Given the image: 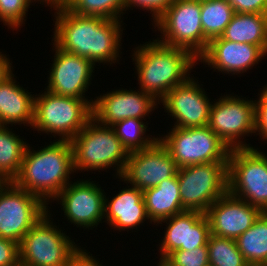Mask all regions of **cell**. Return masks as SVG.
I'll list each match as a JSON object with an SVG mask.
<instances>
[{
	"instance_id": "6da1fadb",
	"label": "cell",
	"mask_w": 267,
	"mask_h": 266,
	"mask_svg": "<svg viewBox=\"0 0 267 266\" xmlns=\"http://www.w3.org/2000/svg\"><path fill=\"white\" fill-rule=\"evenodd\" d=\"M54 15L52 41L60 49L85 57L94 65L120 60L123 20L79 15L65 5L55 9Z\"/></svg>"
},
{
	"instance_id": "7a4b0ae2",
	"label": "cell",
	"mask_w": 267,
	"mask_h": 266,
	"mask_svg": "<svg viewBox=\"0 0 267 266\" xmlns=\"http://www.w3.org/2000/svg\"><path fill=\"white\" fill-rule=\"evenodd\" d=\"M72 173H75L72 143L56 139L36 151L28 144L20 172L12 182L48 205L70 183Z\"/></svg>"
},
{
	"instance_id": "3957f363",
	"label": "cell",
	"mask_w": 267,
	"mask_h": 266,
	"mask_svg": "<svg viewBox=\"0 0 267 266\" xmlns=\"http://www.w3.org/2000/svg\"><path fill=\"white\" fill-rule=\"evenodd\" d=\"M134 49L132 59L139 88L159 102L170 90L184 83L198 63L189 50L168 46L157 39Z\"/></svg>"
},
{
	"instance_id": "277c9868",
	"label": "cell",
	"mask_w": 267,
	"mask_h": 266,
	"mask_svg": "<svg viewBox=\"0 0 267 266\" xmlns=\"http://www.w3.org/2000/svg\"><path fill=\"white\" fill-rule=\"evenodd\" d=\"M74 170L104 171L114 168L120 178L129 152L122 145L111 126H104L92 118L71 140ZM117 166V167H116Z\"/></svg>"
},
{
	"instance_id": "5b68a950",
	"label": "cell",
	"mask_w": 267,
	"mask_h": 266,
	"mask_svg": "<svg viewBox=\"0 0 267 266\" xmlns=\"http://www.w3.org/2000/svg\"><path fill=\"white\" fill-rule=\"evenodd\" d=\"M93 101L59 96L47 90L36 94L31 128L38 133H51L54 138L58 135L59 140H71L93 118Z\"/></svg>"
},
{
	"instance_id": "8992f818",
	"label": "cell",
	"mask_w": 267,
	"mask_h": 266,
	"mask_svg": "<svg viewBox=\"0 0 267 266\" xmlns=\"http://www.w3.org/2000/svg\"><path fill=\"white\" fill-rule=\"evenodd\" d=\"M50 217L48 209L22 238L19 244L20 266H66L79 247L64 230L53 224Z\"/></svg>"
},
{
	"instance_id": "52a82bcc",
	"label": "cell",
	"mask_w": 267,
	"mask_h": 266,
	"mask_svg": "<svg viewBox=\"0 0 267 266\" xmlns=\"http://www.w3.org/2000/svg\"><path fill=\"white\" fill-rule=\"evenodd\" d=\"M153 24L162 34L157 38L159 42L187 49L196 58L208 46L202 29L200 0H174Z\"/></svg>"
},
{
	"instance_id": "ba28073f",
	"label": "cell",
	"mask_w": 267,
	"mask_h": 266,
	"mask_svg": "<svg viewBox=\"0 0 267 266\" xmlns=\"http://www.w3.org/2000/svg\"><path fill=\"white\" fill-rule=\"evenodd\" d=\"M259 148L232 149L228 158V192L267 212V156Z\"/></svg>"
},
{
	"instance_id": "9c48e42d",
	"label": "cell",
	"mask_w": 267,
	"mask_h": 266,
	"mask_svg": "<svg viewBox=\"0 0 267 266\" xmlns=\"http://www.w3.org/2000/svg\"><path fill=\"white\" fill-rule=\"evenodd\" d=\"M159 141L167 148L176 166L228 162L231 149L208 127H173Z\"/></svg>"
},
{
	"instance_id": "30bf717a",
	"label": "cell",
	"mask_w": 267,
	"mask_h": 266,
	"mask_svg": "<svg viewBox=\"0 0 267 266\" xmlns=\"http://www.w3.org/2000/svg\"><path fill=\"white\" fill-rule=\"evenodd\" d=\"M182 206L187 211L206 213L228 192V162H210L177 170Z\"/></svg>"
},
{
	"instance_id": "8fae6325",
	"label": "cell",
	"mask_w": 267,
	"mask_h": 266,
	"mask_svg": "<svg viewBox=\"0 0 267 266\" xmlns=\"http://www.w3.org/2000/svg\"><path fill=\"white\" fill-rule=\"evenodd\" d=\"M231 95L221 96L212 103L208 127L231 150L253 148L242 140L255 133V100Z\"/></svg>"
},
{
	"instance_id": "7c38bea8",
	"label": "cell",
	"mask_w": 267,
	"mask_h": 266,
	"mask_svg": "<svg viewBox=\"0 0 267 266\" xmlns=\"http://www.w3.org/2000/svg\"><path fill=\"white\" fill-rule=\"evenodd\" d=\"M39 197L13 182L0 184V237L20 244L24 235L48 212Z\"/></svg>"
},
{
	"instance_id": "4fadbf2b",
	"label": "cell",
	"mask_w": 267,
	"mask_h": 266,
	"mask_svg": "<svg viewBox=\"0 0 267 266\" xmlns=\"http://www.w3.org/2000/svg\"><path fill=\"white\" fill-rule=\"evenodd\" d=\"M95 181L70 182L54 199L61 204L64 216L71 224L92 229L102 224L105 216V191Z\"/></svg>"
},
{
	"instance_id": "5bb4252c",
	"label": "cell",
	"mask_w": 267,
	"mask_h": 266,
	"mask_svg": "<svg viewBox=\"0 0 267 266\" xmlns=\"http://www.w3.org/2000/svg\"><path fill=\"white\" fill-rule=\"evenodd\" d=\"M178 167L159 139L149 148L130 152L120 181L145 191L173 177Z\"/></svg>"
},
{
	"instance_id": "9a60e30c",
	"label": "cell",
	"mask_w": 267,
	"mask_h": 266,
	"mask_svg": "<svg viewBox=\"0 0 267 266\" xmlns=\"http://www.w3.org/2000/svg\"><path fill=\"white\" fill-rule=\"evenodd\" d=\"M52 67L45 90L65 97L88 99L85 92L91 84L95 65L85 57L66 52L53 42Z\"/></svg>"
},
{
	"instance_id": "2e32d148",
	"label": "cell",
	"mask_w": 267,
	"mask_h": 266,
	"mask_svg": "<svg viewBox=\"0 0 267 266\" xmlns=\"http://www.w3.org/2000/svg\"><path fill=\"white\" fill-rule=\"evenodd\" d=\"M194 78L191 76L184 83L177 85L159 102L168 115L176 120L172 127L208 126L213 101L210 102L205 89Z\"/></svg>"
},
{
	"instance_id": "e0dca14e",
	"label": "cell",
	"mask_w": 267,
	"mask_h": 266,
	"mask_svg": "<svg viewBox=\"0 0 267 266\" xmlns=\"http://www.w3.org/2000/svg\"><path fill=\"white\" fill-rule=\"evenodd\" d=\"M94 98L93 118L104 126H112L127 118L146 119L159 101L143 90L116 89ZM158 103V104H157Z\"/></svg>"
},
{
	"instance_id": "ac0fdd59",
	"label": "cell",
	"mask_w": 267,
	"mask_h": 266,
	"mask_svg": "<svg viewBox=\"0 0 267 266\" xmlns=\"http://www.w3.org/2000/svg\"><path fill=\"white\" fill-rule=\"evenodd\" d=\"M162 223L167 225L159 245L161 259H165L175 250L193 251L198 247H207L210 223L206 214L186 210L157 224Z\"/></svg>"
},
{
	"instance_id": "d6986e66",
	"label": "cell",
	"mask_w": 267,
	"mask_h": 266,
	"mask_svg": "<svg viewBox=\"0 0 267 266\" xmlns=\"http://www.w3.org/2000/svg\"><path fill=\"white\" fill-rule=\"evenodd\" d=\"M261 213L258 207L227 192L205 214L210 223V234L236 240L252 226Z\"/></svg>"
},
{
	"instance_id": "ffe728a7",
	"label": "cell",
	"mask_w": 267,
	"mask_h": 266,
	"mask_svg": "<svg viewBox=\"0 0 267 266\" xmlns=\"http://www.w3.org/2000/svg\"><path fill=\"white\" fill-rule=\"evenodd\" d=\"M265 56L267 54L257 45L236 43L217 37L209 41L197 61L222 74L238 75L259 64Z\"/></svg>"
},
{
	"instance_id": "44dd1931",
	"label": "cell",
	"mask_w": 267,
	"mask_h": 266,
	"mask_svg": "<svg viewBox=\"0 0 267 266\" xmlns=\"http://www.w3.org/2000/svg\"><path fill=\"white\" fill-rule=\"evenodd\" d=\"M126 186L116 194L112 200L105 196V216L104 221L114 230L125 231L127 229L137 230V226L144 225L149 220L143 191L136 187Z\"/></svg>"
},
{
	"instance_id": "7402d4cb",
	"label": "cell",
	"mask_w": 267,
	"mask_h": 266,
	"mask_svg": "<svg viewBox=\"0 0 267 266\" xmlns=\"http://www.w3.org/2000/svg\"><path fill=\"white\" fill-rule=\"evenodd\" d=\"M12 73L0 83V125H33L34 97L21 87ZM27 124V125H26Z\"/></svg>"
},
{
	"instance_id": "603a6c76",
	"label": "cell",
	"mask_w": 267,
	"mask_h": 266,
	"mask_svg": "<svg viewBox=\"0 0 267 266\" xmlns=\"http://www.w3.org/2000/svg\"><path fill=\"white\" fill-rule=\"evenodd\" d=\"M143 199L150 223L153 222L154 225L186 211L181 202L177 173L159 185L143 191Z\"/></svg>"
},
{
	"instance_id": "cb8c5ba5",
	"label": "cell",
	"mask_w": 267,
	"mask_h": 266,
	"mask_svg": "<svg viewBox=\"0 0 267 266\" xmlns=\"http://www.w3.org/2000/svg\"><path fill=\"white\" fill-rule=\"evenodd\" d=\"M220 37L236 43L257 45L267 54V14L234 13Z\"/></svg>"
},
{
	"instance_id": "d4e9b609",
	"label": "cell",
	"mask_w": 267,
	"mask_h": 266,
	"mask_svg": "<svg viewBox=\"0 0 267 266\" xmlns=\"http://www.w3.org/2000/svg\"><path fill=\"white\" fill-rule=\"evenodd\" d=\"M235 241L249 266H267V212H262Z\"/></svg>"
},
{
	"instance_id": "484cf974",
	"label": "cell",
	"mask_w": 267,
	"mask_h": 266,
	"mask_svg": "<svg viewBox=\"0 0 267 266\" xmlns=\"http://www.w3.org/2000/svg\"><path fill=\"white\" fill-rule=\"evenodd\" d=\"M14 130L0 125V181L12 182L19 174L27 141H23Z\"/></svg>"
},
{
	"instance_id": "4316f807",
	"label": "cell",
	"mask_w": 267,
	"mask_h": 266,
	"mask_svg": "<svg viewBox=\"0 0 267 266\" xmlns=\"http://www.w3.org/2000/svg\"><path fill=\"white\" fill-rule=\"evenodd\" d=\"M234 10L227 0H201V23L204 37H220L231 22Z\"/></svg>"
},
{
	"instance_id": "83f0119b",
	"label": "cell",
	"mask_w": 267,
	"mask_h": 266,
	"mask_svg": "<svg viewBox=\"0 0 267 266\" xmlns=\"http://www.w3.org/2000/svg\"><path fill=\"white\" fill-rule=\"evenodd\" d=\"M143 120L146 119L127 118L111 126L129 153L149 148L159 139L158 136L146 135L148 123Z\"/></svg>"
},
{
	"instance_id": "f1b7e54d",
	"label": "cell",
	"mask_w": 267,
	"mask_h": 266,
	"mask_svg": "<svg viewBox=\"0 0 267 266\" xmlns=\"http://www.w3.org/2000/svg\"><path fill=\"white\" fill-rule=\"evenodd\" d=\"M126 0H66L64 5L73 13L85 16L122 20ZM123 13V14H122Z\"/></svg>"
},
{
	"instance_id": "f546056e",
	"label": "cell",
	"mask_w": 267,
	"mask_h": 266,
	"mask_svg": "<svg viewBox=\"0 0 267 266\" xmlns=\"http://www.w3.org/2000/svg\"><path fill=\"white\" fill-rule=\"evenodd\" d=\"M207 248L211 266H249L238 250L235 239L210 234Z\"/></svg>"
},
{
	"instance_id": "4dcf8cb0",
	"label": "cell",
	"mask_w": 267,
	"mask_h": 266,
	"mask_svg": "<svg viewBox=\"0 0 267 266\" xmlns=\"http://www.w3.org/2000/svg\"><path fill=\"white\" fill-rule=\"evenodd\" d=\"M32 3L31 0H0V21L12 28L11 30H18L25 24L26 14Z\"/></svg>"
},
{
	"instance_id": "1f68e13d",
	"label": "cell",
	"mask_w": 267,
	"mask_h": 266,
	"mask_svg": "<svg viewBox=\"0 0 267 266\" xmlns=\"http://www.w3.org/2000/svg\"><path fill=\"white\" fill-rule=\"evenodd\" d=\"M208 248L198 247L195 250H175L165 260L172 266H208Z\"/></svg>"
},
{
	"instance_id": "d6a6232c",
	"label": "cell",
	"mask_w": 267,
	"mask_h": 266,
	"mask_svg": "<svg viewBox=\"0 0 267 266\" xmlns=\"http://www.w3.org/2000/svg\"><path fill=\"white\" fill-rule=\"evenodd\" d=\"M174 2V0H126L125 1V13L126 10L132 7H140L143 10L150 11L152 14L153 23L162 15V13Z\"/></svg>"
},
{
	"instance_id": "836d02e7",
	"label": "cell",
	"mask_w": 267,
	"mask_h": 266,
	"mask_svg": "<svg viewBox=\"0 0 267 266\" xmlns=\"http://www.w3.org/2000/svg\"><path fill=\"white\" fill-rule=\"evenodd\" d=\"M0 266H20L18 243L0 237Z\"/></svg>"
},
{
	"instance_id": "e575fe53",
	"label": "cell",
	"mask_w": 267,
	"mask_h": 266,
	"mask_svg": "<svg viewBox=\"0 0 267 266\" xmlns=\"http://www.w3.org/2000/svg\"><path fill=\"white\" fill-rule=\"evenodd\" d=\"M235 13L267 14V0H227Z\"/></svg>"
},
{
	"instance_id": "d590c367",
	"label": "cell",
	"mask_w": 267,
	"mask_h": 266,
	"mask_svg": "<svg viewBox=\"0 0 267 266\" xmlns=\"http://www.w3.org/2000/svg\"><path fill=\"white\" fill-rule=\"evenodd\" d=\"M255 100V133L267 141V102L259 95Z\"/></svg>"
},
{
	"instance_id": "8d00e7d4",
	"label": "cell",
	"mask_w": 267,
	"mask_h": 266,
	"mask_svg": "<svg viewBox=\"0 0 267 266\" xmlns=\"http://www.w3.org/2000/svg\"><path fill=\"white\" fill-rule=\"evenodd\" d=\"M80 247L72 253L66 266H103L92 254H89L90 252Z\"/></svg>"
},
{
	"instance_id": "74e56055",
	"label": "cell",
	"mask_w": 267,
	"mask_h": 266,
	"mask_svg": "<svg viewBox=\"0 0 267 266\" xmlns=\"http://www.w3.org/2000/svg\"><path fill=\"white\" fill-rule=\"evenodd\" d=\"M11 63L9 57L0 52V83L13 73Z\"/></svg>"
},
{
	"instance_id": "f35d334b",
	"label": "cell",
	"mask_w": 267,
	"mask_h": 266,
	"mask_svg": "<svg viewBox=\"0 0 267 266\" xmlns=\"http://www.w3.org/2000/svg\"><path fill=\"white\" fill-rule=\"evenodd\" d=\"M33 3L35 2H40V4L42 3V5L47 4L46 6H49L51 8L58 9L60 6L64 5V2L62 0H31Z\"/></svg>"
},
{
	"instance_id": "ab89813d",
	"label": "cell",
	"mask_w": 267,
	"mask_h": 266,
	"mask_svg": "<svg viewBox=\"0 0 267 266\" xmlns=\"http://www.w3.org/2000/svg\"><path fill=\"white\" fill-rule=\"evenodd\" d=\"M259 95L267 102V84L263 87Z\"/></svg>"
},
{
	"instance_id": "60d3db41",
	"label": "cell",
	"mask_w": 267,
	"mask_h": 266,
	"mask_svg": "<svg viewBox=\"0 0 267 266\" xmlns=\"http://www.w3.org/2000/svg\"><path fill=\"white\" fill-rule=\"evenodd\" d=\"M160 261L158 262L157 266H172L169 264L165 259H159Z\"/></svg>"
}]
</instances>
